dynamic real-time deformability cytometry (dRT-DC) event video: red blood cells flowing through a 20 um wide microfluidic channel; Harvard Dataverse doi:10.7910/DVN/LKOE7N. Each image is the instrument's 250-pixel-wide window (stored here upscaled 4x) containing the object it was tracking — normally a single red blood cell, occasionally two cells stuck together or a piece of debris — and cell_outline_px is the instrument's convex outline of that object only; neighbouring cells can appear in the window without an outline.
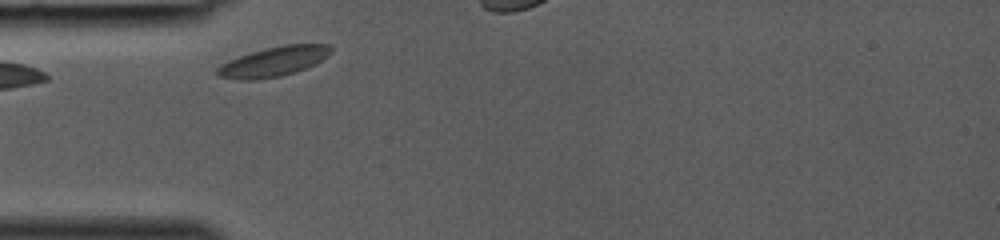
{"species": "common noctule bat (a hibernating species)", "species_latin": "Nyctalus noctula", "temperature_condition": "room temperature", "stored_images_in_passage": 23, "camera_frame_rate_fps": 3000, "um_per_image_px": 0.085, "animal": {"sex": "female", "body_mass_g": 19.0, "forearm_length_mm": 53.3}, "frame": {"image": 1, "passage_image": 1, "time_ms": 0.0, "image_size_px": [1000, 240], "cell_outline_px": [[332, 52], [328, 56], [296, 72], [280, 76], [252, 80], [240, 80], [220, 76], [216, 72], [216, 68], [220, 64], [228, 60], [252, 52], [284, 44], [328, 44], [332, 48]], "centroid_in_image_um": [23.25, 5.23], "position_along_channel_um": 61.8, "area_um2": 19.42}}
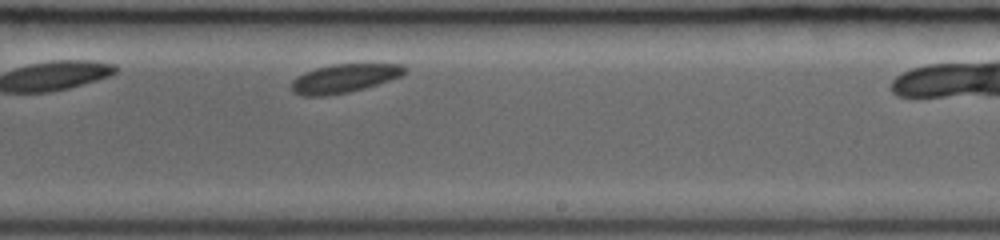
{"frame": {"image": 2, "passage_image": 14, "time_ms": 4.333, "image_size_px": [1000, 240], "cell_outline_px": [[408, 72], [400, 76], [364, 88], [348, 92], [324, 96], [304, 96], [292, 92], [292, 80], [304, 72], [316, 68], [332, 64], [404, 64], [408, 68]], "centroid_in_image_um": [29.27, 6.65], "position_along_channel_um": 259.7, "area_um2": 18.84}}
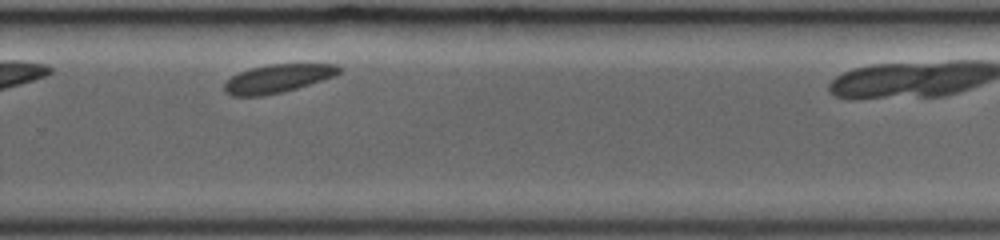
{"frame": {"image": 3, "passage_image": 17, "time_ms": 5.333, "image_size_px": [1000, 240], "cell_outline_px": [[340, 72], [332, 76], [296, 88], [264, 96], [232, 96], [224, 92], [224, 84], [232, 76], [240, 72], [252, 68], [268, 64], [336, 64], [340, 68]], "centroid_in_image_um": [23.54, 6.68], "position_along_channel_um": 306.3, "area_um2": 18.55}}